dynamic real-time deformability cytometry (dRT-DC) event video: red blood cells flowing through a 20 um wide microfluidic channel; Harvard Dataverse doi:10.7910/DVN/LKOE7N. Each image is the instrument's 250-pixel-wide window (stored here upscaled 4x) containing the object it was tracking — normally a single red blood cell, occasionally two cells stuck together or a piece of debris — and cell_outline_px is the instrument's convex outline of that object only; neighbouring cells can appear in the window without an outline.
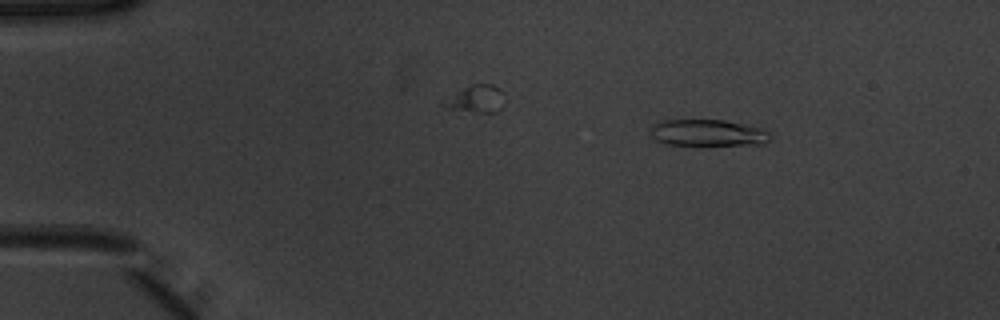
{"species": "common noctule bat (a hibernating species)", "species_latin": "Nyctalus noctula", "temperature_condition": "warm", "stored_images_in_passage": 44, "camera_frame_rate_fps": 3000, "um_per_image_px": 0.085, "animal": {"sex": "male", "body_mass_g": 20.1, "forearm_length_mm": 53.5}, "frame": {"image": 1, "passage_image": 5, "time_ms": 1.333, "image_size_px": [1000, 320], "cell_outline_px": [[772, 136], [764, 144], [700, 148], [664, 144], [656, 140], [652, 136], [648, 124], [656, 120], [724, 120], [764, 128]], "centroid_in_image_um": [60.12, 11.34], "position_along_channel_um": 24.9, "area_um2": 20.06}}
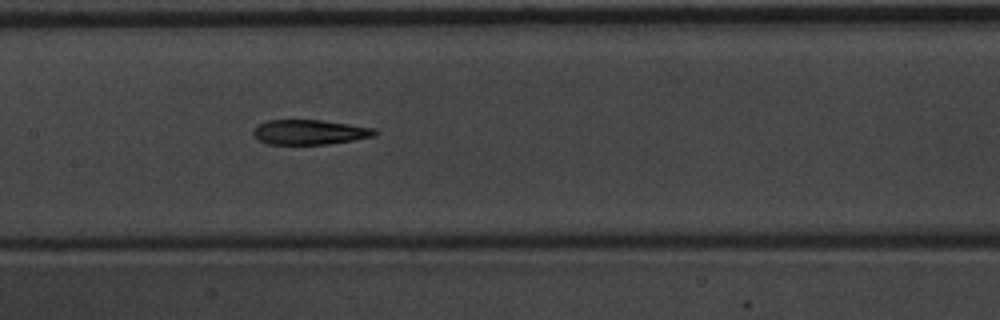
{"frame": {"image": 2, "passage_image": 23, "time_ms": 7.333, "image_size_px": [1000, 320], "cell_outline_px": [[380, 132], [376, 136], [328, 144], [268, 144], [260, 140], [252, 132], [260, 124], [268, 120], [320, 120], [376, 128]], "centroid_in_image_um": [26.4, 11.23], "position_along_channel_um": 181.0, "area_um2": 17.46}}
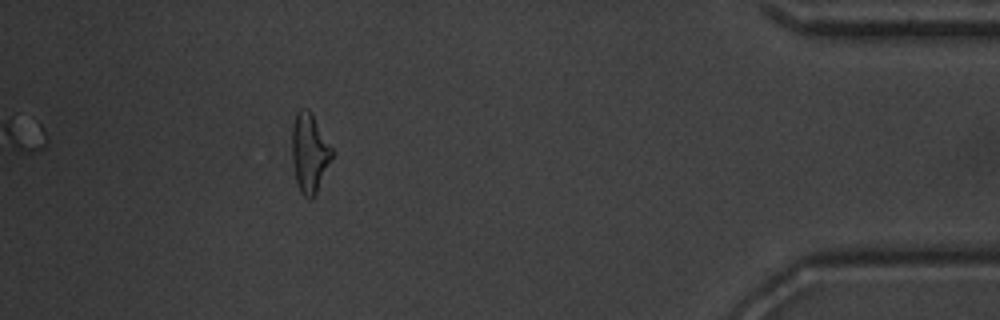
{"frame": {"image": 3, "passage_image": 44, "time_ms": 14.333, "image_size_px": [1000, 320], "cell_outline_px": [[332, 156], [316, 192], [312, 200], [308, 200], [300, 192], [296, 184], [292, 160], [292, 124], [296, 112], [300, 108], [308, 108], [312, 112], [332, 148]], "centroid_in_image_um": [26.27, 12.97], "position_along_channel_um": 408.9, "area_um2": 18.5}, "authors_computed_cell_mechanics": {"area_um2": 18.496, "velocity_mm_per_s": 3.9471, "shape_relaxation_time_tau1_ms": 4.3796, "shape_relaxation_time_tau2_ms": 3.8749, "deformation_change_tau1": 0.2114, "deformation_change_tau2": 0.1688}}